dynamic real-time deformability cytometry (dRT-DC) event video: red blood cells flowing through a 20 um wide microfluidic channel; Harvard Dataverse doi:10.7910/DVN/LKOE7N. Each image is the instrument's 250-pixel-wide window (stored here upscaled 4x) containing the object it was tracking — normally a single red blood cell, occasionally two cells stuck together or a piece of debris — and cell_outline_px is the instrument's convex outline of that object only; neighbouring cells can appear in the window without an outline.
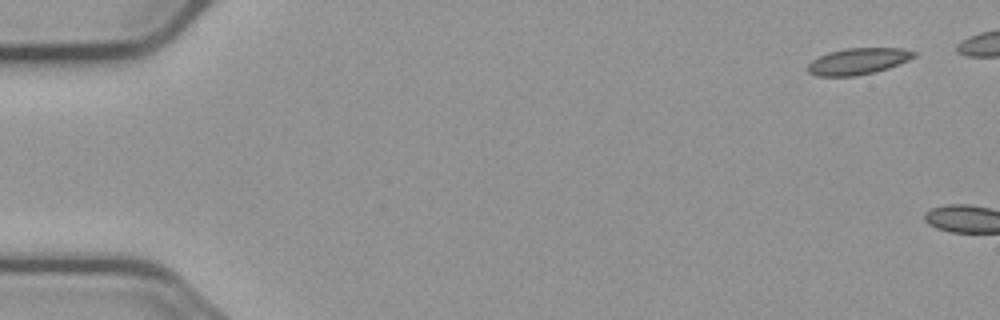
{"species": "common noctule bat (a hibernating species)", "species_latin": "Nyctalus noctula", "temperature_condition": "cold", "stored_images_in_passage": 2, "camera_frame_rate_fps": 3000, "um_per_image_px": 0.085, "animal": {"sex": "male", "body_mass_g": 23.1, "forearm_length_mm": 52.7}, "frame": {"image": 1, "passage_image": 1, "time_ms": 0.0, "image_size_px": [1000, 320], "cell_outline_px": [[916, 56], [908, 60], [888, 68], [876, 72], [856, 76], [816, 76], [808, 72], [808, 64], [812, 60], [828, 52], [848, 48], [900, 48], [916, 52]], "centroid_in_image_um": [72.93, 5.21], "position_along_channel_um": 12.1, "area_um2": 16.3}}